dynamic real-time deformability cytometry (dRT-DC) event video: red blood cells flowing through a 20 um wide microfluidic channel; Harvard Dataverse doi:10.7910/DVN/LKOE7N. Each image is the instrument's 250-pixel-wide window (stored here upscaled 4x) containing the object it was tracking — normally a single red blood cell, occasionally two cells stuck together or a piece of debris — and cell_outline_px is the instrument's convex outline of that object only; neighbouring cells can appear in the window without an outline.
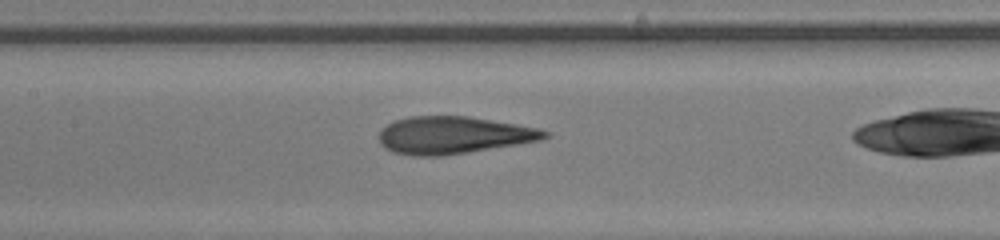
{"species": "human", "species_latin": "Homo sapiens", "temperature_condition": "room temperature", "stored_images_in_passage": 44, "camera_frame_rate_fps": 3000, "um_per_image_px": 0.085, "donor": {"sex": "male"}, "frame": {"image": 1, "passage_image": 28, "time_ms": 9.0, "image_size_px": [1000, 240], "cell_outline_px": [[552, 136], [540, 140], [520, 144], [468, 152], [440, 156], [412, 156], [392, 152], [384, 148], [380, 144], [380, 128], [396, 120], [408, 116], [468, 116], [540, 128], [552, 132]], "centroid_in_image_um": [38.56, 11.49], "position_along_channel_um": 168.8, "area_um2": 36.36}}
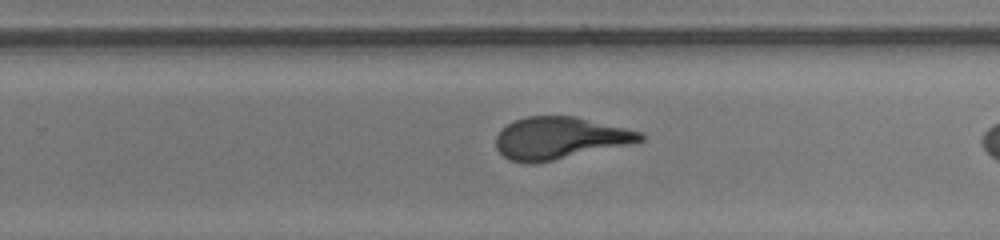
{"frame": {"image": 2, "passage_image": 36, "time_ms": 11.667, "image_size_px": [1000, 240], "cell_outline_px": [[644, 140], [628, 144], [552, 160], [532, 164], [528, 164], [508, 160], [496, 148], [496, 136], [508, 124], [516, 120], [528, 116], [576, 116], [640, 132], [644, 136]], "centroid_in_image_um": [47.53, 11.74], "position_along_channel_um": 282.3, "area_um2": 34.8}}
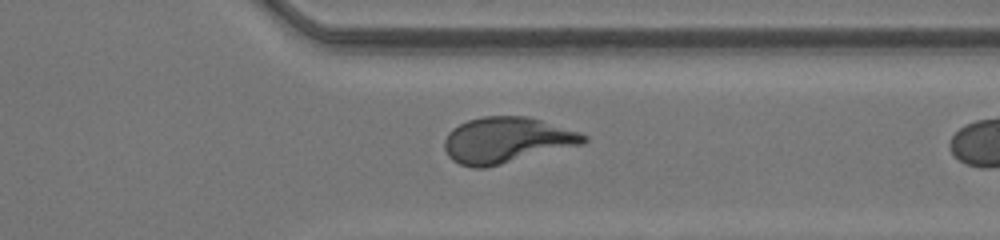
{"frame": {"image": 3, "passage_image": 42, "time_ms": 13.667, "image_size_px": [1000, 240], "cell_outline_px": [[588, 140], [584, 144], [484, 168], [472, 168], [460, 164], [452, 160], [448, 156], [444, 148], [444, 140], [448, 132], [452, 128], [468, 120], [484, 116], [524, 116], [540, 120], [580, 132], [588, 136]], "centroid_in_image_um": [43.05, 11.92], "position_along_channel_um": 368.4, "area_um2": 37.11}}